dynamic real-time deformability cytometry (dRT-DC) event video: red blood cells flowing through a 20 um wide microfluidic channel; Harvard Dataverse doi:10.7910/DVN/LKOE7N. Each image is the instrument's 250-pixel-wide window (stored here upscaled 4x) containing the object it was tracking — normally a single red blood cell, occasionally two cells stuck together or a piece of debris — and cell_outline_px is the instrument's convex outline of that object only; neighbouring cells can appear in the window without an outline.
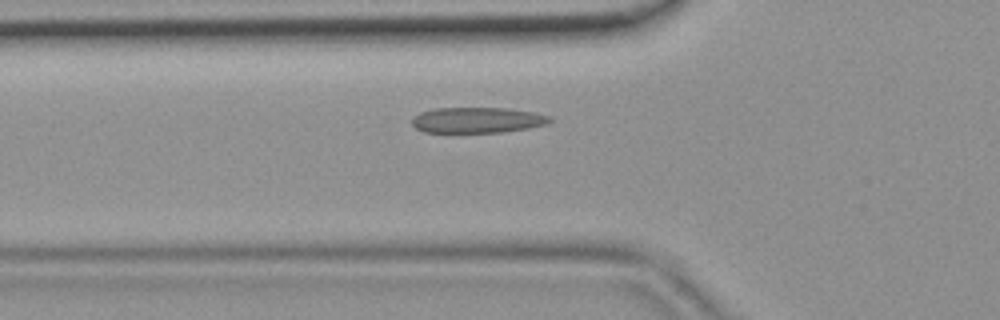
{"species": "common noctule bat (a hibernating species)", "species_latin": "Nyctalus noctula", "temperature_condition": "room temperature", "stored_images_in_passage": 43, "camera_frame_rate_fps": 3000, "um_per_image_px": 0.085, "animal": {"sex": "female", "body_mass_g": 19.9}, "frame": {"image": 1, "passage_image": 12, "time_ms": 3.667, "image_size_px": [1000, 320], "cell_outline_px": [[552, 120], [548, 124], [528, 128], [504, 132], [424, 132], [416, 128], [412, 124], [412, 116], [420, 112], [436, 108], [508, 108], [536, 112], [552, 116]], "centroid_in_image_um": [40.61, 10.2], "position_along_channel_um": 85.2, "area_um2": 20.81}}
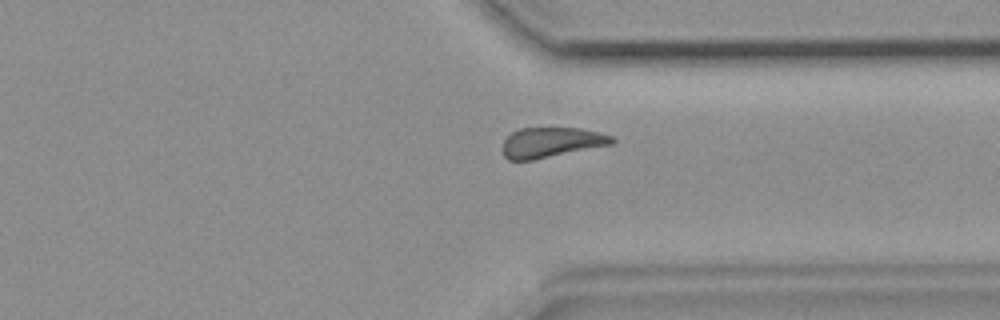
{"frame": {"image": 2, "passage_image": 32, "time_ms": 10.333, "image_size_px": [1000, 320], "cell_outline_px": [[616, 140], [612, 144], [532, 160], [508, 160], [504, 156], [504, 140], [512, 132], [520, 128], [580, 128], [600, 132], [612, 136]], "centroid_in_image_um": [46.88, 12.09], "position_along_channel_um": 364.5, "area_um2": 19.02}}
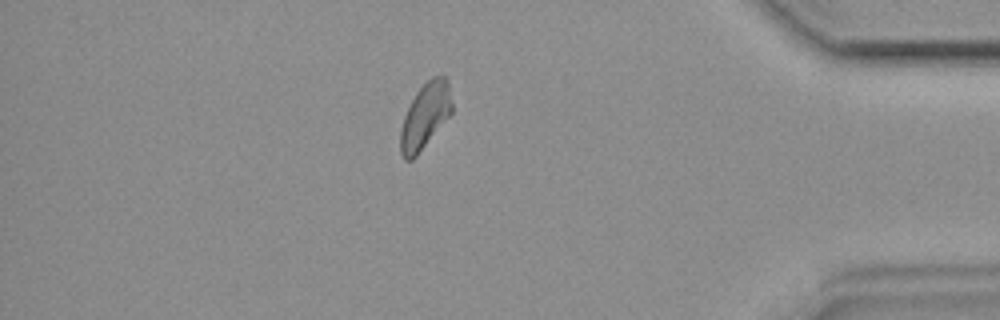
{"frame": {"image": 3, "passage_image": 37, "time_ms": 12.0, "image_size_px": [1000, 320], "cell_outline_px": [[452, 112], [416, 156], [412, 160], [404, 160], [400, 152], [400, 132], [404, 116], [416, 92], [432, 76], [448, 76], [452, 104]], "centroid_in_image_um": [36.14, 9.84], "position_along_channel_um": 399.1, "area_um2": 19.48}}